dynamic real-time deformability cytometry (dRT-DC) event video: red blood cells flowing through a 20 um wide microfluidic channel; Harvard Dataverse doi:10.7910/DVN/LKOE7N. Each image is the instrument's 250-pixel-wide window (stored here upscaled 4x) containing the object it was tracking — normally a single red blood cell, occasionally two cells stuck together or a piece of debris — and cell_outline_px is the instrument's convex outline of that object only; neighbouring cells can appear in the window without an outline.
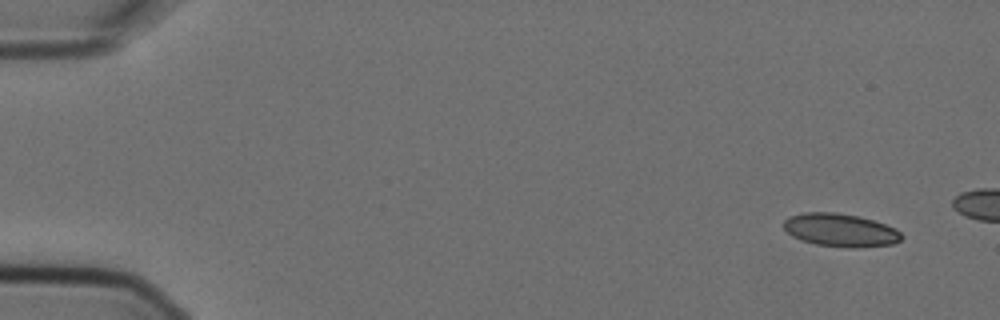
{"species": "Egyptian fruit bat (a non-hibernating species)", "species_latin": "Rousettus aegyptiacus", "temperature_condition": "cold", "stored_images_in_passage": 4, "camera_frame_rate_fps": 3000, "um_per_image_px": 0.085, "animal": {"sex": "female"}, "frame": {"image": 1, "passage_image": 1, "time_ms": 0.0, "image_size_px": [1000, 320], "cell_outline_px": [[904, 236], [900, 240], [892, 244], [852, 248], [848, 248], [816, 244], [800, 240], [792, 236], [784, 228], [784, 220], [788, 216], [804, 212], [836, 212], [856, 216], [872, 220], [896, 228]], "centroid_in_image_um": [71.42, 19.56], "position_along_channel_um": 13.6, "area_um2": 22.72}}